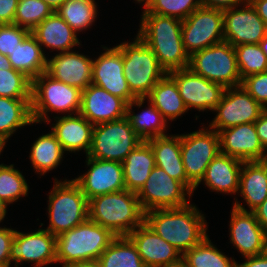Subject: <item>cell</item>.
<instances>
[{
    "label": "cell",
    "mask_w": 267,
    "mask_h": 267,
    "mask_svg": "<svg viewBox=\"0 0 267 267\" xmlns=\"http://www.w3.org/2000/svg\"><path fill=\"white\" fill-rule=\"evenodd\" d=\"M242 164L243 161L237 158L219 153L207 166L204 177L195 186L194 191L202 183L211 192L234 195L235 200L239 191Z\"/></svg>",
    "instance_id": "cb8c5ba5"
},
{
    "label": "cell",
    "mask_w": 267,
    "mask_h": 267,
    "mask_svg": "<svg viewBox=\"0 0 267 267\" xmlns=\"http://www.w3.org/2000/svg\"><path fill=\"white\" fill-rule=\"evenodd\" d=\"M44 223H40L39 229L31 232L16 230L14 240L11 243L10 267L23 266L31 263L32 267H49L56 263V236L43 229Z\"/></svg>",
    "instance_id": "4fadbf2b"
},
{
    "label": "cell",
    "mask_w": 267,
    "mask_h": 267,
    "mask_svg": "<svg viewBox=\"0 0 267 267\" xmlns=\"http://www.w3.org/2000/svg\"><path fill=\"white\" fill-rule=\"evenodd\" d=\"M218 133L220 153L243 162L267 160V151L259 140L254 123L240 124Z\"/></svg>",
    "instance_id": "44dd1931"
},
{
    "label": "cell",
    "mask_w": 267,
    "mask_h": 267,
    "mask_svg": "<svg viewBox=\"0 0 267 267\" xmlns=\"http://www.w3.org/2000/svg\"><path fill=\"white\" fill-rule=\"evenodd\" d=\"M245 261L237 263V267H267V256L260 255L243 257Z\"/></svg>",
    "instance_id": "681fc988"
},
{
    "label": "cell",
    "mask_w": 267,
    "mask_h": 267,
    "mask_svg": "<svg viewBox=\"0 0 267 267\" xmlns=\"http://www.w3.org/2000/svg\"><path fill=\"white\" fill-rule=\"evenodd\" d=\"M29 187L25 175L15 168L14 164L0 163V199L7 206L10 207L20 198L27 197L30 192Z\"/></svg>",
    "instance_id": "74e56055"
},
{
    "label": "cell",
    "mask_w": 267,
    "mask_h": 267,
    "mask_svg": "<svg viewBox=\"0 0 267 267\" xmlns=\"http://www.w3.org/2000/svg\"><path fill=\"white\" fill-rule=\"evenodd\" d=\"M50 7L54 9V11L59 8L66 0H43Z\"/></svg>",
    "instance_id": "11a10c76"
},
{
    "label": "cell",
    "mask_w": 267,
    "mask_h": 267,
    "mask_svg": "<svg viewBox=\"0 0 267 267\" xmlns=\"http://www.w3.org/2000/svg\"><path fill=\"white\" fill-rule=\"evenodd\" d=\"M265 110L243 86L226 88L221 101L213 110L215 117L206 125L220 130L244 123H254Z\"/></svg>",
    "instance_id": "5bb4252c"
},
{
    "label": "cell",
    "mask_w": 267,
    "mask_h": 267,
    "mask_svg": "<svg viewBox=\"0 0 267 267\" xmlns=\"http://www.w3.org/2000/svg\"><path fill=\"white\" fill-rule=\"evenodd\" d=\"M87 171L71 178L82 190L87 200L125 189L123 165L117 161H105L86 156Z\"/></svg>",
    "instance_id": "2e32d148"
},
{
    "label": "cell",
    "mask_w": 267,
    "mask_h": 267,
    "mask_svg": "<svg viewBox=\"0 0 267 267\" xmlns=\"http://www.w3.org/2000/svg\"><path fill=\"white\" fill-rule=\"evenodd\" d=\"M205 215L190 202L179 208L149 210L145 212L144 222L183 255L208 236Z\"/></svg>",
    "instance_id": "6da1fadb"
},
{
    "label": "cell",
    "mask_w": 267,
    "mask_h": 267,
    "mask_svg": "<svg viewBox=\"0 0 267 267\" xmlns=\"http://www.w3.org/2000/svg\"><path fill=\"white\" fill-rule=\"evenodd\" d=\"M241 86L263 108L267 109V71L248 75L242 79Z\"/></svg>",
    "instance_id": "ee69618b"
},
{
    "label": "cell",
    "mask_w": 267,
    "mask_h": 267,
    "mask_svg": "<svg viewBox=\"0 0 267 267\" xmlns=\"http://www.w3.org/2000/svg\"><path fill=\"white\" fill-rule=\"evenodd\" d=\"M125 189L137 193L156 166L151 145L142 141L122 162Z\"/></svg>",
    "instance_id": "4dcf8cb0"
},
{
    "label": "cell",
    "mask_w": 267,
    "mask_h": 267,
    "mask_svg": "<svg viewBox=\"0 0 267 267\" xmlns=\"http://www.w3.org/2000/svg\"><path fill=\"white\" fill-rule=\"evenodd\" d=\"M115 237L109 229L87 219L56 236L57 263L69 267L97 261Z\"/></svg>",
    "instance_id": "277c9868"
},
{
    "label": "cell",
    "mask_w": 267,
    "mask_h": 267,
    "mask_svg": "<svg viewBox=\"0 0 267 267\" xmlns=\"http://www.w3.org/2000/svg\"><path fill=\"white\" fill-rule=\"evenodd\" d=\"M136 194L144 212L186 206L194 195L180 181L158 166L152 169L150 176Z\"/></svg>",
    "instance_id": "8fae6325"
},
{
    "label": "cell",
    "mask_w": 267,
    "mask_h": 267,
    "mask_svg": "<svg viewBox=\"0 0 267 267\" xmlns=\"http://www.w3.org/2000/svg\"><path fill=\"white\" fill-rule=\"evenodd\" d=\"M5 147H6V145L0 141V156L3 154Z\"/></svg>",
    "instance_id": "6125c7cd"
},
{
    "label": "cell",
    "mask_w": 267,
    "mask_h": 267,
    "mask_svg": "<svg viewBox=\"0 0 267 267\" xmlns=\"http://www.w3.org/2000/svg\"><path fill=\"white\" fill-rule=\"evenodd\" d=\"M82 91L53 79L46 72L32 80L31 111L34 125L51 124L50 116L76 115L80 112ZM54 112V113H53ZM51 114V115H49Z\"/></svg>",
    "instance_id": "5b68a950"
},
{
    "label": "cell",
    "mask_w": 267,
    "mask_h": 267,
    "mask_svg": "<svg viewBox=\"0 0 267 267\" xmlns=\"http://www.w3.org/2000/svg\"><path fill=\"white\" fill-rule=\"evenodd\" d=\"M241 79L267 71V56L259 44H241L234 47Z\"/></svg>",
    "instance_id": "ab89813d"
},
{
    "label": "cell",
    "mask_w": 267,
    "mask_h": 267,
    "mask_svg": "<svg viewBox=\"0 0 267 267\" xmlns=\"http://www.w3.org/2000/svg\"><path fill=\"white\" fill-rule=\"evenodd\" d=\"M16 229L0 226V267H10L11 243L14 240Z\"/></svg>",
    "instance_id": "f6af8a7d"
},
{
    "label": "cell",
    "mask_w": 267,
    "mask_h": 267,
    "mask_svg": "<svg viewBox=\"0 0 267 267\" xmlns=\"http://www.w3.org/2000/svg\"><path fill=\"white\" fill-rule=\"evenodd\" d=\"M146 98L170 124L188 112L175 80L168 73L157 82Z\"/></svg>",
    "instance_id": "d6a6232c"
},
{
    "label": "cell",
    "mask_w": 267,
    "mask_h": 267,
    "mask_svg": "<svg viewBox=\"0 0 267 267\" xmlns=\"http://www.w3.org/2000/svg\"><path fill=\"white\" fill-rule=\"evenodd\" d=\"M53 180L47 195L49 224L44 229L57 236L88 219V200L72 179Z\"/></svg>",
    "instance_id": "8992f818"
},
{
    "label": "cell",
    "mask_w": 267,
    "mask_h": 267,
    "mask_svg": "<svg viewBox=\"0 0 267 267\" xmlns=\"http://www.w3.org/2000/svg\"><path fill=\"white\" fill-rule=\"evenodd\" d=\"M47 57L46 73L53 79L79 88L81 91L92 84L93 58L78 50L54 53Z\"/></svg>",
    "instance_id": "d6986e66"
},
{
    "label": "cell",
    "mask_w": 267,
    "mask_h": 267,
    "mask_svg": "<svg viewBox=\"0 0 267 267\" xmlns=\"http://www.w3.org/2000/svg\"><path fill=\"white\" fill-rule=\"evenodd\" d=\"M128 237L134 243L146 267H166L182 259L180 252L157 235L145 222Z\"/></svg>",
    "instance_id": "603a6c76"
},
{
    "label": "cell",
    "mask_w": 267,
    "mask_h": 267,
    "mask_svg": "<svg viewBox=\"0 0 267 267\" xmlns=\"http://www.w3.org/2000/svg\"><path fill=\"white\" fill-rule=\"evenodd\" d=\"M30 31L14 23L0 24V53L7 57L16 49Z\"/></svg>",
    "instance_id": "7bdbcfd3"
},
{
    "label": "cell",
    "mask_w": 267,
    "mask_h": 267,
    "mask_svg": "<svg viewBox=\"0 0 267 267\" xmlns=\"http://www.w3.org/2000/svg\"><path fill=\"white\" fill-rule=\"evenodd\" d=\"M143 140L127 117L94 125L88 157L122 163Z\"/></svg>",
    "instance_id": "9c48e42d"
},
{
    "label": "cell",
    "mask_w": 267,
    "mask_h": 267,
    "mask_svg": "<svg viewBox=\"0 0 267 267\" xmlns=\"http://www.w3.org/2000/svg\"><path fill=\"white\" fill-rule=\"evenodd\" d=\"M238 194L248 209L238 198L232 203V207L242 211L252 212L267 198V160L243 162Z\"/></svg>",
    "instance_id": "4316f807"
},
{
    "label": "cell",
    "mask_w": 267,
    "mask_h": 267,
    "mask_svg": "<svg viewBox=\"0 0 267 267\" xmlns=\"http://www.w3.org/2000/svg\"><path fill=\"white\" fill-rule=\"evenodd\" d=\"M95 0H66L55 12L78 34L92 29L99 17Z\"/></svg>",
    "instance_id": "e575fe53"
},
{
    "label": "cell",
    "mask_w": 267,
    "mask_h": 267,
    "mask_svg": "<svg viewBox=\"0 0 267 267\" xmlns=\"http://www.w3.org/2000/svg\"><path fill=\"white\" fill-rule=\"evenodd\" d=\"M97 262L101 267H146L128 236H116Z\"/></svg>",
    "instance_id": "d590c367"
},
{
    "label": "cell",
    "mask_w": 267,
    "mask_h": 267,
    "mask_svg": "<svg viewBox=\"0 0 267 267\" xmlns=\"http://www.w3.org/2000/svg\"><path fill=\"white\" fill-rule=\"evenodd\" d=\"M54 12V9L43 0H19L14 16V24L31 32Z\"/></svg>",
    "instance_id": "f35d334b"
},
{
    "label": "cell",
    "mask_w": 267,
    "mask_h": 267,
    "mask_svg": "<svg viewBox=\"0 0 267 267\" xmlns=\"http://www.w3.org/2000/svg\"><path fill=\"white\" fill-rule=\"evenodd\" d=\"M254 124L259 140L267 151V109L261 113L260 117Z\"/></svg>",
    "instance_id": "c3c4849f"
},
{
    "label": "cell",
    "mask_w": 267,
    "mask_h": 267,
    "mask_svg": "<svg viewBox=\"0 0 267 267\" xmlns=\"http://www.w3.org/2000/svg\"><path fill=\"white\" fill-rule=\"evenodd\" d=\"M261 225V227L267 232V198L252 211Z\"/></svg>",
    "instance_id": "f907efd6"
},
{
    "label": "cell",
    "mask_w": 267,
    "mask_h": 267,
    "mask_svg": "<svg viewBox=\"0 0 267 267\" xmlns=\"http://www.w3.org/2000/svg\"><path fill=\"white\" fill-rule=\"evenodd\" d=\"M51 131L55 134L65 153H80L85 157L92 143L94 125L80 114L53 117ZM55 122V123H54Z\"/></svg>",
    "instance_id": "d4e9b609"
},
{
    "label": "cell",
    "mask_w": 267,
    "mask_h": 267,
    "mask_svg": "<svg viewBox=\"0 0 267 267\" xmlns=\"http://www.w3.org/2000/svg\"><path fill=\"white\" fill-rule=\"evenodd\" d=\"M220 153L219 133L201 122V128L181 134V155L187 178L196 186L209 163Z\"/></svg>",
    "instance_id": "30bf717a"
},
{
    "label": "cell",
    "mask_w": 267,
    "mask_h": 267,
    "mask_svg": "<svg viewBox=\"0 0 267 267\" xmlns=\"http://www.w3.org/2000/svg\"><path fill=\"white\" fill-rule=\"evenodd\" d=\"M188 68L193 73L225 88L239 86L242 83L234 47L227 41L193 53L189 56Z\"/></svg>",
    "instance_id": "ba28073f"
},
{
    "label": "cell",
    "mask_w": 267,
    "mask_h": 267,
    "mask_svg": "<svg viewBox=\"0 0 267 267\" xmlns=\"http://www.w3.org/2000/svg\"><path fill=\"white\" fill-rule=\"evenodd\" d=\"M12 68L11 63L6 55L0 53V69H10Z\"/></svg>",
    "instance_id": "f5cc1de1"
},
{
    "label": "cell",
    "mask_w": 267,
    "mask_h": 267,
    "mask_svg": "<svg viewBox=\"0 0 267 267\" xmlns=\"http://www.w3.org/2000/svg\"><path fill=\"white\" fill-rule=\"evenodd\" d=\"M69 267H101L97 261L77 263Z\"/></svg>",
    "instance_id": "9f6ffc18"
},
{
    "label": "cell",
    "mask_w": 267,
    "mask_h": 267,
    "mask_svg": "<svg viewBox=\"0 0 267 267\" xmlns=\"http://www.w3.org/2000/svg\"><path fill=\"white\" fill-rule=\"evenodd\" d=\"M176 82L180 96L188 111L200 112L213 110L221 101L225 87L193 73L189 68L168 73Z\"/></svg>",
    "instance_id": "9a60e30c"
},
{
    "label": "cell",
    "mask_w": 267,
    "mask_h": 267,
    "mask_svg": "<svg viewBox=\"0 0 267 267\" xmlns=\"http://www.w3.org/2000/svg\"><path fill=\"white\" fill-rule=\"evenodd\" d=\"M127 103L102 87L90 84L81 93L79 114L91 124L116 121L126 117Z\"/></svg>",
    "instance_id": "7402d4cb"
},
{
    "label": "cell",
    "mask_w": 267,
    "mask_h": 267,
    "mask_svg": "<svg viewBox=\"0 0 267 267\" xmlns=\"http://www.w3.org/2000/svg\"><path fill=\"white\" fill-rule=\"evenodd\" d=\"M7 208L9 207L0 199V224L1 223L3 224L4 219L6 220L7 218L6 216V214H8Z\"/></svg>",
    "instance_id": "db71d44e"
},
{
    "label": "cell",
    "mask_w": 267,
    "mask_h": 267,
    "mask_svg": "<svg viewBox=\"0 0 267 267\" xmlns=\"http://www.w3.org/2000/svg\"><path fill=\"white\" fill-rule=\"evenodd\" d=\"M166 267H189V266L183 261V259H181L179 262Z\"/></svg>",
    "instance_id": "91938a15"
},
{
    "label": "cell",
    "mask_w": 267,
    "mask_h": 267,
    "mask_svg": "<svg viewBox=\"0 0 267 267\" xmlns=\"http://www.w3.org/2000/svg\"><path fill=\"white\" fill-rule=\"evenodd\" d=\"M224 41L233 47L241 44H259L266 36L267 26L248 0L237 7L223 11Z\"/></svg>",
    "instance_id": "e0dca14e"
},
{
    "label": "cell",
    "mask_w": 267,
    "mask_h": 267,
    "mask_svg": "<svg viewBox=\"0 0 267 267\" xmlns=\"http://www.w3.org/2000/svg\"><path fill=\"white\" fill-rule=\"evenodd\" d=\"M182 39L189 56L224 41L223 11L200 7L182 20Z\"/></svg>",
    "instance_id": "7c38bea8"
},
{
    "label": "cell",
    "mask_w": 267,
    "mask_h": 267,
    "mask_svg": "<svg viewBox=\"0 0 267 267\" xmlns=\"http://www.w3.org/2000/svg\"><path fill=\"white\" fill-rule=\"evenodd\" d=\"M137 35L147 44L166 73L186 69L189 55L182 39V20L155 13H141Z\"/></svg>",
    "instance_id": "7a4b0ae2"
},
{
    "label": "cell",
    "mask_w": 267,
    "mask_h": 267,
    "mask_svg": "<svg viewBox=\"0 0 267 267\" xmlns=\"http://www.w3.org/2000/svg\"><path fill=\"white\" fill-rule=\"evenodd\" d=\"M147 103L142 112L135 113V107L140 109ZM149 104V105H148ZM126 117L137 135L147 141L154 137L165 136L170 129L169 123L163 118L160 111L148 100V98H135L127 105Z\"/></svg>",
    "instance_id": "f1b7e54d"
},
{
    "label": "cell",
    "mask_w": 267,
    "mask_h": 267,
    "mask_svg": "<svg viewBox=\"0 0 267 267\" xmlns=\"http://www.w3.org/2000/svg\"><path fill=\"white\" fill-rule=\"evenodd\" d=\"M32 80L24 73L10 69H0V96L13 99L31 98Z\"/></svg>",
    "instance_id": "60d3db41"
},
{
    "label": "cell",
    "mask_w": 267,
    "mask_h": 267,
    "mask_svg": "<svg viewBox=\"0 0 267 267\" xmlns=\"http://www.w3.org/2000/svg\"><path fill=\"white\" fill-rule=\"evenodd\" d=\"M102 52L93 58L92 84L129 104L136 97L131 93L123 73V56L115 46L101 45Z\"/></svg>",
    "instance_id": "ac0fdd59"
},
{
    "label": "cell",
    "mask_w": 267,
    "mask_h": 267,
    "mask_svg": "<svg viewBox=\"0 0 267 267\" xmlns=\"http://www.w3.org/2000/svg\"><path fill=\"white\" fill-rule=\"evenodd\" d=\"M264 254L267 256V232H266V235H265Z\"/></svg>",
    "instance_id": "94428289"
},
{
    "label": "cell",
    "mask_w": 267,
    "mask_h": 267,
    "mask_svg": "<svg viewBox=\"0 0 267 267\" xmlns=\"http://www.w3.org/2000/svg\"><path fill=\"white\" fill-rule=\"evenodd\" d=\"M267 26V0H249Z\"/></svg>",
    "instance_id": "816d5d0a"
},
{
    "label": "cell",
    "mask_w": 267,
    "mask_h": 267,
    "mask_svg": "<svg viewBox=\"0 0 267 267\" xmlns=\"http://www.w3.org/2000/svg\"><path fill=\"white\" fill-rule=\"evenodd\" d=\"M88 219L109 229L115 236H128L145 220L137 194L126 189L88 200Z\"/></svg>",
    "instance_id": "3957f363"
},
{
    "label": "cell",
    "mask_w": 267,
    "mask_h": 267,
    "mask_svg": "<svg viewBox=\"0 0 267 267\" xmlns=\"http://www.w3.org/2000/svg\"><path fill=\"white\" fill-rule=\"evenodd\" d=\"M31 98L13 99L0 96V141L9 139L21 128L33 126Z\"/></svg>",
    "instance_id": "f546056e"
},
{
    "label": "cell",
    "mask_w": 267,
    "mask_h": 267,
    "mask_svg": "<svg viewBox=\"0 0 267 267\" xmlns=\"http://www.w3.org/2000/svg\"><path fill=\"white\" fill-rule=\"evenodd\" d=\"M259 46L261 47L263 53L267 56V33L266 36L259 42Z\"/></svg>",
    "instance_id": "680465c9"
},
{
    "label": "cell",
    "mask_w": 267,
    "mask_h": 267,
    "mask_svg": "<svg viewBox=\"0 0 267 267\" xmlns=\"http://www.w3.org/2000/svg\"><path fill=\"white\" fill-rule=\"evenodd\" d=\"M31 32L36 37L44 54L45 49L49 50V53L56 51L58 54L74 51L83 46L82 41L78 38V33L56 12L45 18Z\"/></svg>",
    "instance_id": "484cf974"
},
{
    "label": "cell",
    "mask_w": 267,
    "mask_h": 267,
    "mask_svg": "<svg viewBox=\"0 0 267 267\" xmlns=\"http://www.w3.org/2000/svg\"><path fill=\"white\" fill-rule=\"evenodd\" d=\"M200 7V0H154L146 10H142V13H155L185 20Z\"/></svg>",
    "instance_id": "b9f144b4"
},
{
    "label": "cell",
    "mask_w": 267,
    "mask_h": 267,
    "mask_svg": "<svg viewBox=\"0 0 267 267\" xmlns=\"http://www.w3.org/2000/svg\"><path fill=\"white\" fill-rule=\"evenodd\" d=\"M213 243L208 235L200 244L182 255L183 261L189 267H237L238 261L225 255Z\"/></svg>",
    "instance_id": "8d00e7d4"
},
{
    "label": "cell",
    "mask_w": 267,
    "mask_h": 267,
    "mask_svg": "<svg viewBox=\"0 0 267 267\" xmlns=\"http://www.w3.org/2000/svg\"><path fill=\"white\" fill-rule=\"evenodd\" d=\"M248 0H200L201 6L211 9L226 10L246 3Z\"/></svg>",
    "instance_id": "7dc6e473"
},
{
    "label": "cell",
    "mask_w": 267,
    "mask_h": 267,
    "mask_svg": "<svg viewBox=\"0 0 267 267\" xmlns=\"http://www.w3.org/2000/svg\"><path fill=\"white\" fill-rule=\"evenodd\" d=\"M133 1H135L134 3L135 4H139V5H142L143 7L142 8H144L143 10H146L152 3H153V1L154 0H133Z\"/></svg>",
    "instance_id": "6f0895ef"
},
{
    "label": "cell",
    "mask_w": 267,
    "mask_h": 267,
    "mask_svg": "<svg viewBox=\"0 0 267 267\" xmlns=\"http://www.w3.org/2000/svg\"><path fill=\"white\" fill-rule=\"evenodd\" d=\"M47 55L43 53L36 37L30 32L8 56L13 69L33 80L47 69Z\"/></svg>",
    "instance_id": "1f68e13d"
},
{
    "label": "cell",
    "mask_w": 267,
    "mask_h": 267,
    "mask_svg": "<svg viewBox=\"0 0 267 267\" xmlns=\"http://www.w3.org/2000/svg\"><path fill=\"white\" fill-rule=\"evenodd\" d=\"M135 38L116 46L123 56V73L131 93L146 98L157 82L167 73L147 44L136 34Z\"/></svg>",
    "instance_id": "52a82bcc"
},
{
    "label": "cell",
    "mask_w": 267,
    "mask_h": 267,
    "mask_svg": "<svg viewBox=\"0 0 267 267\" xmlns=\"http://www.w3.org/2000/svg\"><path fill=\"white\" fill-rule=\"evenodd\" d=\"M19 0H0V24L14 23Z\"/></svg>",
    "instance_id": "bcb514c9"
},
{
    "label": "cell",
    "mask_w": 267,
    "mask_h": 267,
    "mask_svg": "<svg viewBox=\"0 0 267 267\" xmlns=\"http://www.w3.org/2000/svg\"><path fill=\"white\" fill-rule=\"evenodd\" d=\"M31 144L29 161L34 173L39 175L38 177L57 169L62 164L66 153L51 130L41 134Z\"/></svg>",
    "instance_id": "836d02e7"
},
{
    "label": "cell",
    "mask_w": 267,
    "mask_h": 267,
    "mask_svg": "<svg viewBox=\"0 0 267 267\" xmlns=\"http://www.w3.org/2000/svg\"><path fill=\"white\" fill-rule=\"evenodd\" d=\"M147 142L151 145L155 165L180 181L193 194L195 185L187 178L182 161L181 134L154 137Z\"/></svg>",
    "instance_id": "83f0119b"
},
{
    "label": "cell",
    "mask_w": 267,
    "mask_h": 267,
    "mask_svg": "<svg viewBox=\"0 0 267 267\" xmlns=\"http://www.w3.org/2000/svg\"><path fill=\"white\" fill-rule=\"evenodd\" d=\"M229 221V243L242 257L264 253L266 231L253 212L232 207Z\"/></svg>",
    "instance_id": "ffe728a7"
}]
</instances>
